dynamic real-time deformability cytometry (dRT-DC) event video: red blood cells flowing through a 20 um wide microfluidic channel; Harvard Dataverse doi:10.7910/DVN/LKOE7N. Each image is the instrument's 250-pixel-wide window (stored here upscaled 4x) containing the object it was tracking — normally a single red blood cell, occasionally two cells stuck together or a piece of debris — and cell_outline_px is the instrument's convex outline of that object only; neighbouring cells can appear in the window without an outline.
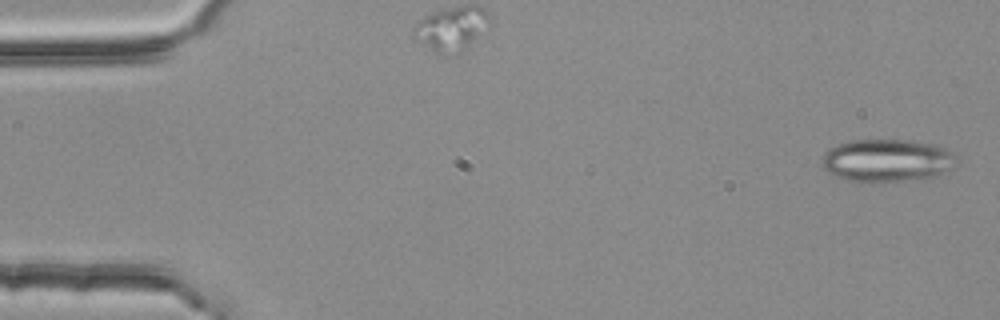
{"species": "common noctule bat (a hibernating species)", "species_latin": "Nyctalus noctula", "temperature_condition": "room temperature", "stored_images_in_passage": 4, "camera_frame_rate_fps": 3000, "um_per_image_px": 0.085, "animal": {"sex": "female", "body_mass_g": 25.1}, "frame": {"image": 1, "passage_image": 1, "time_ms": 0.0, "image_size_px": [1000, 320], "cell_outline_px": [[952, 168], [936, 176], [920, 180], [848, 180], [836, 176], [828, 172], [824, 168], [824, 152], [840, 144], [852, 140], [904, 140], [932, 144], [944, 148], [952, 156]], "centroid_in_image_um": [75.38, 13.63], "position_along_channel_um": 9.6, "area_um2": 32.31}}